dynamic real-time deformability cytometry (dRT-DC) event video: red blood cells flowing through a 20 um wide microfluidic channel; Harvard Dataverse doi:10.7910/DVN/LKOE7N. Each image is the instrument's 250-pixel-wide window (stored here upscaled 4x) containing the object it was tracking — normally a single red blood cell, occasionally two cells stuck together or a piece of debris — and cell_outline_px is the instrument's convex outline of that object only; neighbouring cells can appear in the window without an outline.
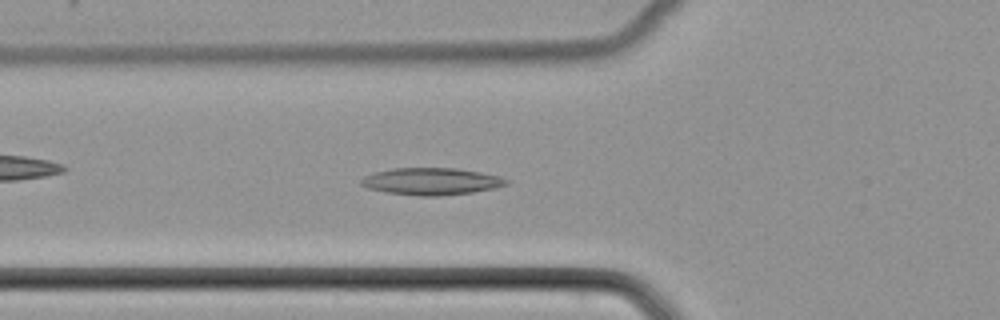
{"species": "common noctule bat (a hibernating species)", "species_latin": "Nyctalus noctula", "temperature_condition": "cold", "stored_images_in_passage": 47, "camera_frame_rate_fps": 3000, "um_per_image_px": 0.085, "animal": {"sex": "female", "body_mass_g": 22.7, "forearm_length_mm": 54.2}, "frame": {"image": 1, "passage_image": 15, "time_ms": 4.667, "image_size_px": [1000, 320], "cell_outline_px": [[508, 184], [496, 188], [472, 192], [436, 196], [420, 196], [388, 192], [368, 188], [360, 184], [360, 180], [364, 176], [376, 172], [392, 168], [456, 168], [480, 172], [500, 176], [508, 180]], "centroid_in_image_um": [36.68, 15.41], "position_along_channel_um": 89.1, "area_um2": 22.77}}
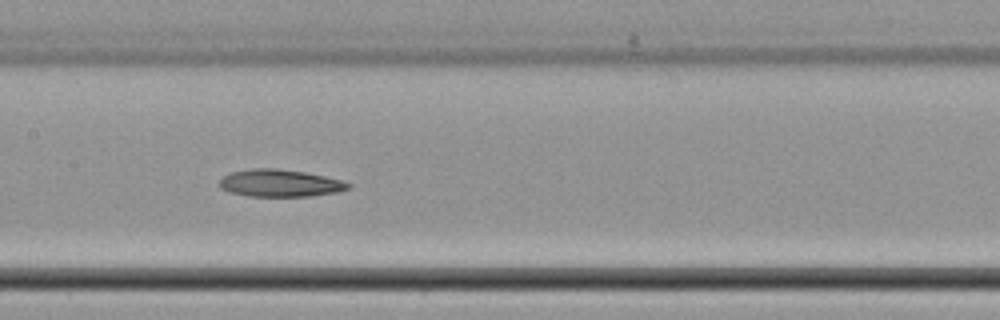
{"frame": {"image": 2, "passage_image": 22, "time_ms": 7.0, "image_size_px": [1000, 320], "cell_outline_px": [[352, 184], [348, 188], [336, 192], [312, 196], [248, 196], [228, 192], [220, 188], [220, 180], [224, 176], [232, 172], [252, 168], [276, 168], [304, 172], [324, 176], [340, 180]], "centroid_in_image_um": [23.77, 15.57], "position_along_channel_um": 183.6, "area_um2": 20.35}}
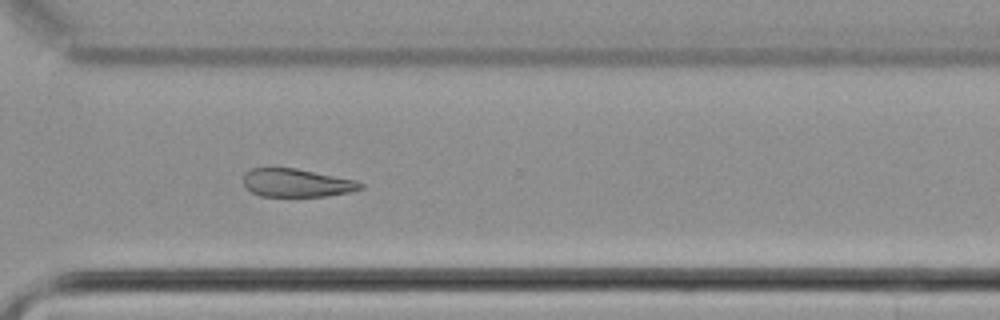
{"frame": {"image": 3, "passage_image": 34, "time_ms": 11.0, "image_size_px": [1000, 320], "cell_outline_px": [[364, 188], [352, 192], [324, 196], [260, 196], [252, 192], [244, 184], [244, 172], [252, 168], [296, 168], [356, 180], [364, 184]], "centroid_in_image_um": [25.25, 15.54], "position_along_channel_um": 345.4, "area_um2": 19.25}}